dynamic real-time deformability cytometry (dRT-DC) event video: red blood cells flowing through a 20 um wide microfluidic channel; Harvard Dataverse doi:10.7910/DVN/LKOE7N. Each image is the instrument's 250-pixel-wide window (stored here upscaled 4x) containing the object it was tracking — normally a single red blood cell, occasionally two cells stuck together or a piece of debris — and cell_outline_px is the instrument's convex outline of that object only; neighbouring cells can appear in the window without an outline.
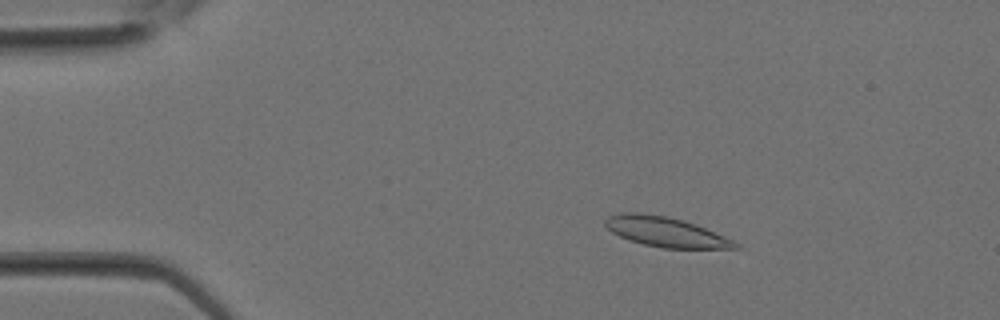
{"species": "Egyptian fruit bat (a non-hibernating species)", "species_latin": "Rousettus aegyptiacus", "temperature_condition": "room temperature", "stored_images_in_passage": 7, "camera_frame_rate_fps": 3000, "um_per_image_px": 0.085, "animal": {"sex": "female"}, "frame": {"image": 1, "passage_image": 3, "time_ms": 0.667, "image_size_px": [1000, 320], "cell_outline_px": [[740, 248], [664, 248], [644, 244], [628, 240], [612, 232], [604, 224], [604, 220], [608, 216], [620, 212], [640, 212], [668, 216], [684, 220], [724, 236], [740, 244]], "centroid_in_image_um": [56.53, 19.69], "position_along_channel_um": 28.5, "area_um2": 22.54}}